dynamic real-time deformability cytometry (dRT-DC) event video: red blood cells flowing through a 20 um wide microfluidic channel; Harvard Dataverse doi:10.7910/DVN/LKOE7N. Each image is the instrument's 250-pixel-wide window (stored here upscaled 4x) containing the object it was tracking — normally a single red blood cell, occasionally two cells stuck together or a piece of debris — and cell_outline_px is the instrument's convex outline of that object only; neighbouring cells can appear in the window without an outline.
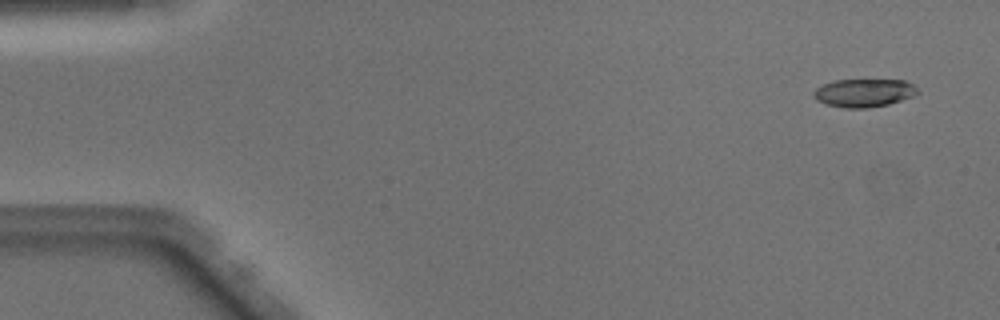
{"species": "Egyptian fruit bat (a non-hibernating species)", "species_latin": "Rousettus aegyptiacus", "temperature_condition": "warm", "stored_images_in_passage": 49, "camera_frame_rate_fps": 3000, "um_per_image_px": 0.085, "animal": {"sex": "male"}, "frame": {"image": 1, "passage_image": 3, "time_ms": 0.667, "image_size_px": [1000, 320], "cell_outline_px": [[920, 92], [912, 96], [888, 104], [868, 108], [844, 108], [828, 104], [816, 100], [812, 96], [812, 92], [816, 88], [824, 84], [836, 80], [904, 80], [912, 84]], "centroid_in_image_um": [73.41, 7.89], "position_along_channel_um": 11.6, "area_um2": 16.94}}
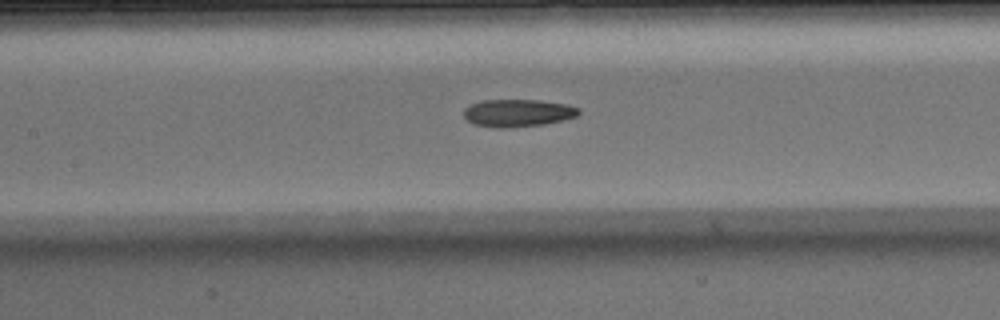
{"frame": {"image": 2, "passage_image": 23, "time_ms": 7.333, "image_size_px": [1000, 320], "cell_outline_px": [[580, 112], [576, 116], [544, 124], [504, 128], [492, 128], [472, 124], [464, 116], [464, 108], [480, 100], [540, 100], [564, 104], [580, 108]], "centroid_in_image_um": [43.96, 9.6], "position_along_channel_um": 163.4, "area_um2": 18.38}}
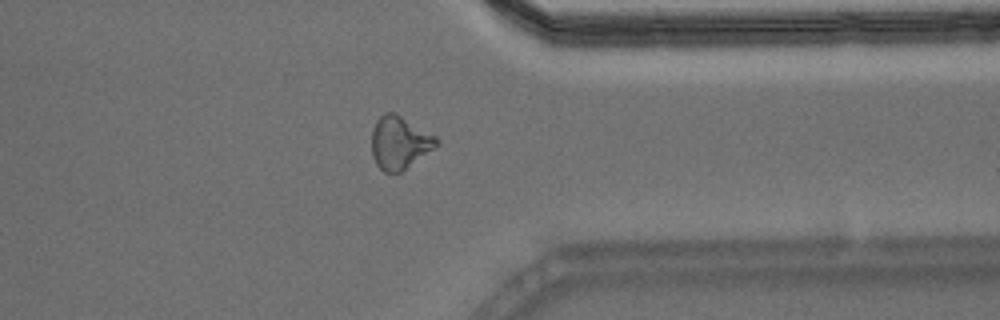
{"frame": {"image": 3, "passage_image": 39, "time_ms": 12.667, "image_size_px": [1000, 320], "cell_outline_px": [[440, 144], [436, 148], [400, 172], [384, 172], [376, 164], [372, 156], [372, 128], [376, 120], [384, 112], [392, 112], [400, 116], [436, 136], [440, 140]], "centroid_in_image_um": [33.97, 12.13], "position_along_channel_um": 377.4, "area_um2": 19.94}, "authors_computed_cell_mechanics": {"area_um2": 18.4382, "velocity_mm_per_s": 4.1096, "shape_relaxation_time_tau1_ms": 5.7122, "shape_relaxation_time_tau2_ms": 2.6584, "deformation_change_tau1": 0.1763, "deformation_change_tau2": 0.1046}}